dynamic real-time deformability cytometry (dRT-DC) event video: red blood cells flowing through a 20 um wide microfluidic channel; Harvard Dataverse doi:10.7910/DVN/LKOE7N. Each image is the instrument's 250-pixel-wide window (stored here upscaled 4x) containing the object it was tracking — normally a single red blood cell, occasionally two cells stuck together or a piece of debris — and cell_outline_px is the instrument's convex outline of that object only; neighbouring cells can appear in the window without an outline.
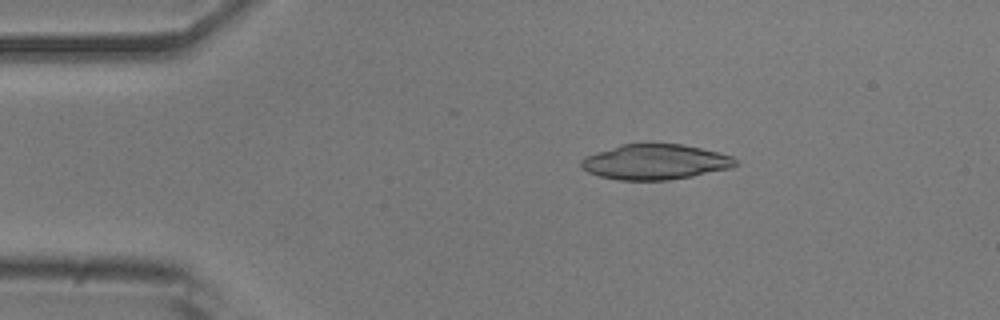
{"species": "common noctule bat (a hibernating species)", "species_latin": "Nyctalus noctula", "temperature_condition": "room temperature", "stored_images_in_passage": 51, "camera_frame_rate_fps": 3000, "um_per_image_px": 0.085, "animal": {"sex": "male", "body_mass_g": 20.5, "forearm_length_mm": 52.5}, "frame": {"image": 1, "passage_image": 9, "time_ms": 2.667, "image_size_px": [1000, 320], "cell_outline_px": [[740, 164], [728, 168], [692, 176], [668, 180], [616, 180], [600, 176], [588, 172], [580, 168], [580, 160], [584, 156], [620, 144], [684, 144], [720, 152], [732, 156]], "centroid_in_image_um": [55.66, 13.76], "position_along_channel_um": 29.3, "area_um2": 31.85}}
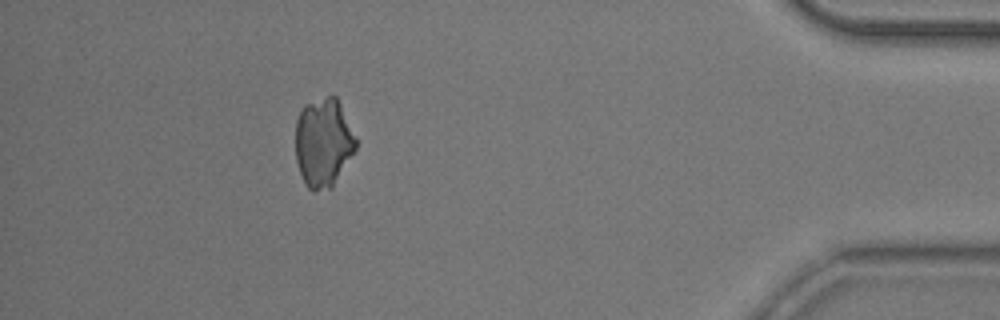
{"frame": {"image": 2, "passage_image": 46, "time_ms": 15.0, "image_size_px": [1000, 320], "cell_outline_px": [[356, 148], [332, 188], [316, 192], [312, 192], [304, 184], [296, 160], [296, 120], [304, 104], [332, 92], [336, 96], [340, 104], [356, 140]], "centroid_in_image_um": [27.46, 12.11], "position_along_channel_um": 407.7, "area_um2": 31.44}}